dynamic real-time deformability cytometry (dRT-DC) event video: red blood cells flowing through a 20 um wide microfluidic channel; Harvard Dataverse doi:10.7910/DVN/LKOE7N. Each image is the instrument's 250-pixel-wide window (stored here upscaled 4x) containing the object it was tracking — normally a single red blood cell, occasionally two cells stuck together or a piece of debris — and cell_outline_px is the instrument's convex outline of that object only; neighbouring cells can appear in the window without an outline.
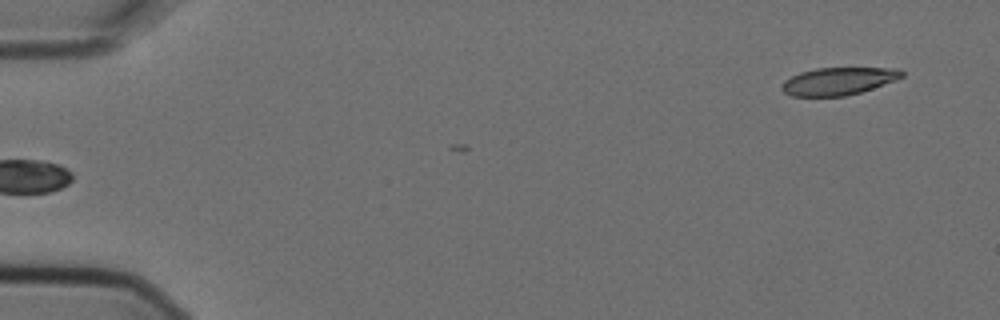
{"species": "Egyptian fruit bat (a non-hibernating species)", "species_latin": "Rousettus aegyptiacus", "temperature_condition": "cold", "stored_images_in_passage": 5, "segment_of_instrument_passage": [2, 2], "camera_frame_rate_fps": 3000, "um_per_image_px": 0.085, "animal": {"sex": "female"}, "frame": {"image": 1, "passage_image": 5, "time_ms": 1.333, "image_size_px": [1000, 320], "cell_outline_px": [[904, 76], [896, 80], [860, 92], [844, 96], [792, 96], [784, 92], [780, 88], [780, 84], [784, 80], [800, 72], [816, 68], [900, 68], [904, 72]], "centroid_in_image_um": [71.25, 6.89], "position_along_channel_um": 13.8, "area_um2": 19.31}}